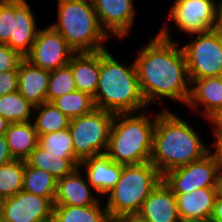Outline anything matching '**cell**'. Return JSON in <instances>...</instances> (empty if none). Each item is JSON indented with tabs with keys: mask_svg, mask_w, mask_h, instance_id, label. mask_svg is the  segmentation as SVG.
Masks as SVG:
<instances>
[{
	"mask_svg": "<svg viewBox=\"0 0 222 222\" xmlns=\"http://www.w3.org/2000/svg\"><path fill=\"white\" fill-rule=\"evenodd\" d=\"M181 222L211 218L217 197L215 187H206L188 193H174Z\"/></svg>",
	"mask_w": 222,
	"mask_h": 222,
	"instance_id": "d6986e66",
	"label": "cell"
},
{
	"mask_svg": "<svg viewBox=\"0 0 222 222\" xmlns=\"http://www.w3.org/2000/svg\"><path fill=\"white\" fill-rule=\"evenodd\" d=\"M78 91L94 98L100 70V51L75 53L68 64Z\"/></svg>",
	"mask_w": 222,
	"mask_h": 222,
	"instance_id": "ffe728a7",
	"label": "cell"
},
{
	"mask_svg": "<svg viewBox=\"0 0 222 222\" xmlns=\"http://www.w3.org/2000/svg\"><path fill=\"white\" fill-rule=\"evenodd\" d=\"M76 90L74 76L69 65L52 70L46 91V102L52 103L56 98Z\"/></svg>",
	"mask_w": 222,
	"mask_h": 222,
	"instance_id": "f546056e",
	"label": "cell"
},
{
	"mask_svg": "<svg viewBox=\"0 0 222 222\" xmlns=\"http://www.w3.org/2000/svg\"><path fill=\"white\" fill-rule=\"evenodd\" d=\"M213 147H215L214 150H216V153L218 154L219 161H220V170L222 171V141L218 143H214Z\"/></svg>",
	"mask_w": 222,
	"mask_h": 222,
	"instance_id": "f35d334b",
	"label": "cell"
},
{
	"mask_svg": "<svg viewBox=\"0 0 222 222\" xmlns=\"http://www.w3.org/2000/svg\"><path fill=\"white\" fill-rule=\"evenodd\" d=\"M54 199L21 190L1 200L0 213L6 222H52Z\"/></svg>",
	"mask_w": 222,
	"mask_h": 222,
	"instance_id": "4fadbf2b",
	"label": "cell"
},
{
	"mask_svg": "<svg viewBox=\"0 0 222 222\" xmlns=\"http://www.w3.org/2000/svg\"><path fill=\"white\" fill-rule=\"evenodd\" d=\"M170 17L188 35L217 29L218 4L215 0H175Z\"/></svg>",
	"mask_w": 222,
	"mask_h": 222,
	"instance_id": "8fae6325",
	"label": "cell"
},
{
	"mask_svg": "<svg viewBox=\"0 0 222 222\" xmlns=\"http://www.w3.org/2000/svg\"><path fill=\"white\" fill-rule=\"evenodd\" d=\"M52 104L70 120L89 114L96 108L93 97L78 90L56 98Z\"/></svg>",
	"mask_w": 222,
	"mask_h": 222,
	"instance_id": "f1b7e54d",
	"label": "cell"
},
{
	"mask_svg": "<svg viewBox=\"0 0 222 222\" xmlns=\"http://www.w3.org/2000/svg\"><path fill=\"white\" fill-rule=\"evenodd\" d=\"M74 50L50 25L39 29L30 52L24 57L31 64L49 71L69 64Z\"/></svg>",
	"mask_w": 222,
	"mask_h": 222,
	"instance_id": "7c38bea8",
	"label": "cell"
},
{
	"mask_svg": "<svg viewBox=\"0 0 222 222\" xmlns=\"http://www.w3.org/2000/svg\"><path fill=\"white\" fill-rule=\"evenodd\" d=\"M211 219L214 222H222V198L216 197Z\"/></svg>",
	"mask_w": 222,
	"mask_h": 222,
	"instance_id": "d590c367",
	"label": "cell"
},
{
	"mask_svg": "<svg viewBox=\"0 0 222 222\" xmlns=\"http://www.w3.org/2000/svg\"><path fill=\"white\" fill-rule=\"evenodd\" d=\"M57 15L58 22L50 26L75 53L106 49L102 44L109 35L101 28L91 0H58Z\"/></svg>",
	"mask_w": 222,
	"mask_h": 222,
	"instance_id": "8992f818",
	"label": "cell"
},
{
	"mask_svg": "<svg viewBox=\"0 0 222 222\" xmlns=\"http://www.w3.org/2000/svg\"><path fill=\"white\" fill-rule=\"evenodd\" d=\"M34 109L35 112L37 111L34 126L38 137L69 127L70 119L51 102L42 103L41 105L35 106Z\"/></svg>",
	"mask_w": 222,
	"mask_h": 222,
	"instance_id": "484cf974",
	"label": "cell"
},
{
	"mask_svg": "<svg viewBox=\"0 0 222 222\" xmlns=\"http://www.w3.org/2000/svg\"><path fill=\"white\" fill-rule=\"evenodd\" d=\"M50 71L31 64L25 58L18 67L17 91L34 107L46 102Z\"/></svg>",
	"mask_w": 222,
	"mask_h": 222,
	"instance_id": "ac0fdd59",
	"label": "cell"
},
{
	"mask_svg": "<svg viewBox=\"0 0 222 222\" xmlns=\"http://www.w3.org/2000/svg\"><path fill=\"white\" fill-rule=\"evenodd\" d=\"M25 162L32 167L48 171L57 180L71 174L79 167L76 158H62V155H54L37 145Z\"/></svg>",
	"mask_w": 222,
	"mask_h": 222,
	"instance_id": "603a6c76",
	"label": "cell"
},
{
	"mask_svg": "<svg viewBox=\"0 0 222 222\" xmlns=\"http://www.w3.org/2000/svg\"><path fill=\"white\" fill-rule=\"evenodd\" d=\"M100 201L91 206L54 205L52 222H112Z\"/></svg>",
	"mask_w": 222,
	"mask_h": 222,
	"instance_id": "cb8c5ba5",
	"label": "cell"
},
{
	"mask_svg": "<svg viewBox=\"0 0 222 222\" xmlns=\"http://www.w3.org/2000/svg\"><path fill=\"white\" fill-rule=\"evenodd\" d=\"M18 86V71L0 73V96L16 92Z\"/></svg>",
	"mask_w": 222,
	"mask_h": 222,
	"instance_id": "d6a6232c",
	"label": "cell"
},
{
	"mask_svg": "<svg viewBox=\"0 0 222 222\" xmlns=\"http://www.w3.org/2000/svg\"><path fill=\"white\" fill-rule=\"evenodd\" d=\"M0 222H6L1 213H0Z\"/></svg>",
	"mask_w": 222,
	"mask_h": 222,
	"instance_id": "7bdbcfd3",
	"label": "cell"
},
{
	"mask_svg": "<svg viewBox=\"0 0 222 222\" xmlns=\"http://www.w3.org/2000/svg\"><path fill=\"white\" fill-rule=\"evenodd\" d=\"M38 145L54 155H62V158H75L69 128L41 135Z\"/></svg>",
	"mask_w": 222,
	"mask_h": 222,
	"instance_id": "4dcf8cb0",
	"label": "cell"
},
{
	"mask_svg": "<svg viewBox=\"0 0 222 222\" xmlns=\"http://www.w3.org/2000/svg\"><path fill=\"white\" fill-rule=\"evenodd\" d=\"M27 0H0V44L25 57L39 29Z\"/></svg>",
	"mask_w": 222,
	"mask_h": 222,
	"instance_id": "ba28073f",
	"label": "cell"
},
{
	"mask_svg": "<svg viewBox=\"0 0 222 222\" xmlns=\"http://www.w3.org/2000/svg\"><path fill=\"white\" fill-rule=\"evenodd\" d=\"M114 117L112 112L95 108L89 114L70 120L68 128L79 163L106 153Z\"/></svg>",
	"mask_w": 222,
	"mask_h": 222,
	"instance_id": "52a82bcc",
	"label": "cell"
},
{
	"mask_svg": "<svg viewBox=\"0 0 222 222\" xmlns=\"http://www.w3.org/2000/svg\"><path fill=\"white\" fill-rule=\"evenodd\" d=\"M5 138L14 159L25 160L38 145V134L34 123H10Z\"/></svg>",
	"mask_w": 222,
	"mask_h": 222,
	"instance_id": "7402d4cb",
	"label": "cell"
},
{
	"mask_svg": "<svg viewBox=\"0 0 222 222\" xmlns=\"http://www.w3.org/2000/svg\"><path fill=\"white\" fill-rule=\"evenodd\" d=\"M189 80L191 86L187 105L191 109H198L199 105H203L204 112L202 114L207 119L217 109L222 108V82L220 76Z\"/></svg>",
	"mask_w": 222,
	"mask_h": 222,
	"instance_id": "44dd1931",
	"label": "cell"
},
{
	"mask_svg": "<svg viewBox=\"0 0 222 222\" xmlns=\"http://www.w3.org/2000/svg\"><path fill=\"white\" fill-rule=\"evenodd\" d=\"M186 222H214L211 218L201 219V220H191Z\"/></svg>",
	"mask_w": 222,
	"mask_h": 222,
	"instance_id": "b9f144b4",
	"label": "cell"
},
{
	"mask_svg": "<svg viewBox=\"0 0 222 222\" xmlns=\"http://www.w3.org/2000/svg\"><path fill=\"white\" fill-rule=\"evenodd\" d=\"M207 120L212 123L213 127V134L215 138V143L222 141V108L217 109L213 112Z\"/></svg>",
	"mask_w": 222,
	"mask_h": 222,
	"instance_id": "836d02e7",
	"label": "cell"
},
{
	"mask_svg": "<svg viewBox=\"0 0 222 222\" xmlns=\"http://www.w3.org/2000/svg\"><path fill=\"white\" fill-rule=\"evenodd\" d=\"M34 108L18 91L0 96V116L9 123L29 122Z\"/></svg>",
	"mask_w": 222,
	"mask_h": 222,
	"instance_id": "83f0119b",
	"label": "cell"
},
{
	"mask_svg": "<svg viewBox=\"0 0 222 222\" xmlns=\"http://www.w3.org/2000/svg\"><path fill=\"white\" fill-rule=\"evenodd\" d=\"M187 123L167 109L157 114L150 162L162 176L201 159L210 151Z\"/></svg>",
	"mask_w": 222,
	"mask_h": 222,
	"instance_id": "7a4b0ae2",
	"label": "cell"
},
{
	"mask_svg": "<svg viewBox=\"0 0 222 222\" xmlns=\"http://www.w3.org/2000/svg\"><path fill=\"white\" fill-rule=\"evenodd\" d=\"M220 161L216 151H209L201 159L177 167L163 175V181L173 193H190L206 187H216Z\"/></svg>",
	"mask_w": 222,
	"mask_h": 222,
	"instance_id": "30bf717a",
	"label": "cell"
},
{
	"mask_svg": "<svg viewBox=\"0 0 222 222\" xmlns=\"http://www.w3.org/2000/svg\"><path fill=\"white\" fill-rule=\"evenodd\" d=\"M24 57L7 44H0V73L4 71H18L20 62Z\"/></svg>",
	"mask_w": 222,
	"mask_h": 222,
	"instance_id": "1f68e13d",
	"label": "cell"
},
{
	"mask_svg": "<svg viewBox=\"0 0 222 222\" xmlns=\"http://www.w3.org/2000/svg\"><path fill=\"white\" fill-rule=\"evenodd\" d=\"M194 35H197L194 37ZM183 45L189 79L219 77L222 75V31L214 29L193 34Z\"/></svg>",
	"mask_w": 222,
	"mask_h": 222,
	"instance_id": "9c48e42d",
	"label": "cell"
},
{
	"mask_svg": "<svg viewBox=\"0 0 222 222\" xmlns=\"http://www.w3.org/2000/svg\"><path fill=\"white\" fill-rule=\"evenodd\" d=\"M25 160L13 159L0 165V199L12 197L22 190Z\"/></svg>",
	"mask_w": 222,
	"mask_h": 222,
	"instance_id": "4316f807",
	"label": "cell"
},
{
	"mask_svg": "<svg viewBox=\"0 0 222 222\" xmlns=\"http://www.w3.org/2000/svg\"><path fill=\"white\" fill-rule=\"evenodd\" d=\"M80 170L78 167L71 174L57 180L54 205L91 206L101 201L100 197L97 198L98 194H91V185L82 177Z\"/></svg>",
	"mask_w": 222,
	"mask_h": 222,
	"instance_id": "2e32d148",
	"label": "cell"
},
{
	"mask_svg": "<svg viewBox=\"0 0 222 222\" xmlns=\"http://www.w3.org/2000/svg\"><path fill=\"white\" fill-rule=\"evenodd\" d=\"M217 29L222 31V0L218 2V23Z\"/></svg>",
	"mask_w": 222,
	"mask_h": 222,
	"instance_id": "ab89813d",
	"label": "cell"
},
{
	"mask_svg": "<svg viewBox=\"0 0 222 222\" xmlns=\"http://www.w3.org/2000/svg\"><path fill=\"white\" fill-rule=\"evenodd\" d=\"M123 164L111 160L106 154L92 156L79 163L85 167L88 183L97 194H107L119 180Z\"/></svg>",
	"mask_w": 222,
	"mask_h": 222,
	"instance_id": "e0dca14e",
	"label": "cell"
},
{
	"mask_svg": "<svg viewBox=\"0 0 222 222\" xmlns=\"http://www.w3.org/2000/svg\"><path fill=\"white\" fill-rule=\"evenodd\" d=\"M168 30V25L159 30L153 39L141 47L134 60L147 106L162 97L184 104L189 100L191 83L186 57Z\"/></svg>",
	"mask_w": 222,
	"mask_h": 222,
	"instance_id": "6da1fadb",
	"label": "cell"
},
{
	"mask_svg": "<svg viewBox=\"0 0 222 222\" xmlns=\"http://www.w3.org/2000/svg\"><path fill=\"white\" fill-rule=\"evenodd\" d=\"M101 28L123 38L131 31L135 10L134 0H91Z\"/></svg>",
	"mask_w": 222,
	"mask_h": 222,
	"instance_id": "5bb4252c",
	"label": "cell"
},
{
	"mask_svg": "<svg viewBox=\"0 0 222 222\" xmlns=\"http://www.w3.org/2000/svg\"><path fill=\"white\" fill-rule=\"evenodd\" d=\"M57 179L48 171L29 166L25 162L22 190L47 199H54Z\"/></svg>",
	"mask_w": 222,
	"mask_h": 222,
	"instance_id": "d4e9b609",
	"label": "cell"
},
{
	"mask_svg": "<svg viewBox=\"0 0 222 222\" xmlns=\"http://www.w3.org/2000/svg\"><path fill=\"white\" fill-rule=\"evenodd\" d=\"M116 222H143V221H140L136 217H127V218L120 219V220H118Z\"/></svg>",
	"mask_w": 222,
	"mask_h": 222,
	"instance_id": "60d3db41",
	"label": "cell"
},
{
	"mask_svg": "<svg viewBox=\"0 0 222 222\" xmlns=\"http://www.w3.org/2000/svg\"><path fill=\"white\" fill-rule=\"evenodd\" d=\"M135 114L117 113L113 119L105 154L116 163L150 162L157 114L153 120L144 111Z\"/></svg>",
	"mask_w": 222,
	"mask_h": 222,
	"instance_id": "277c9868",
	"label": "cell"
},
{
	"mask_svg": "<svg viewBox=\"0 0 222 222\" xmlns=\"http://www.w3.org/2000/svg\"><path fill=\"white\" fill-rule=\"evenodd\" d=\"M163 180L151 163L124 165L116 185L107 193L106 209L112 222L135 217L143 201Z\"/></svg>",
	"mask_w": 222,
	"mask_h": 222,
	"instance_id": "5b68a950",
	"label": "cell"
},
{
	"mask_svg": "<svg viewBox=\"0 0 222 222\" xmlns=\"http://www.w3.org/2000/svg\"><path fill=\"white\" fill-rule=\"evenodd\" d=\"M93 101L97 109L114 114L136 113L146 108L135 62L123 66L107 49L101 50L99 81Z\"/></svg>",
	"mask_w": 222,
	"mask_h": 222,
	"instance_id": "3957f363",
	"label": "cell"
},
{
	"mask_svg": "<svg viewBox=\"0 0 222 222\" xmlns=\"http://www.w3.org/2000/svg\"><path fill=\"white\" fill-rule=\"evenodd\" d=\"M216 194L217 197L222 198V171L219 170L216 180Z\"/></svg>",
	"mask_w": 222,
	"mask_h": 222,
	"instance_id": "8d00e7d4",
	"label": "cell"
},
{
	"mask_svg": "<svg viewBox=\"0 0 222 222\" xmlns=\"http://www.w3.org/2000/svg\"><path fill=\"white\" fill-rule=\"evenodd\" d=\"M135 217L143 222H181L176 196L163 180L143 201Z\"/></svg>",
	"mask_w": 222,
	"mask_h": 222,
	"instance_id": "9a60e30c",
	"label": "cell"
},
{
	"mask_svg": "<svg viewBox=\"0 0 222 222\" xmlns=\"http://www.w3.org/2000/svg\"><path fill=\"white\" fill-rule=\"evenodd\" d=\"M5 135L0 136V165L13 160Z\"/></svg>",
	"mask_w": 222,
	"mask_h": 222,
	"instance_id": "e575fe53",
	"label": "cell"
},
{
	"mask_svg": "<svg viewBox=\"0 0 222 222\" xmlns=\"http://www.w3.org/2000/svg\"><path fill=\"white\" fill-rule=\"evenodd\" d=\"M9 122L0 116V136L5 135V132L8 130Z\"/></svg>",
	"mask_w": 222,
	"mask_h": 222,
	"instance_id": "74e56055",
	"label": "cell"
}]
</instances>
